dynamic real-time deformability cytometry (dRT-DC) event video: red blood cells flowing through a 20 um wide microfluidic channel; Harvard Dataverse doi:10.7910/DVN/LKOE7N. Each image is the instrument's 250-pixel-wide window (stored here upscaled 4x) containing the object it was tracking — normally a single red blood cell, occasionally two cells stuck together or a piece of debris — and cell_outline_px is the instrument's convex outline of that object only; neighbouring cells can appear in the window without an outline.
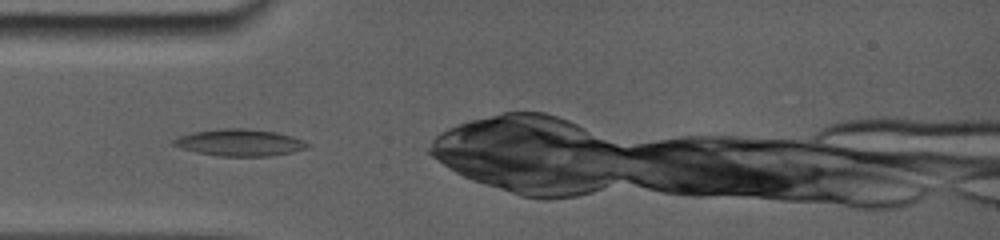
{"species": "common noctule bat (a hibernating species)", "species_latin": "Nyctalus noctula", "temperature_condition": "room temperature", "stored_images_in_passage": 27, "camera_frame_rate_fps": 5000, "um_per_image_px": 0.085, "animal": {"sex": "female", "body_mass_g": 19.0, "forearm_length_mm": 56.7}, "frame": {"image": 1, "passage_image": 1, "time_ms": 0.0, "image_size_px": [1000, 240], "cell_outline_px": [[308, 144], [304, 148], [292, 152], [268, 156], [220, 156], [196, 152], [172, 144], [172, 140], [180, 136], [196, 132], [272, 132], [288, 136], [300, 140]], "centroid_in_image_um": [20.34, 12.2], "position_along_channel_um": 64.7, "area_um2": 18.79}}
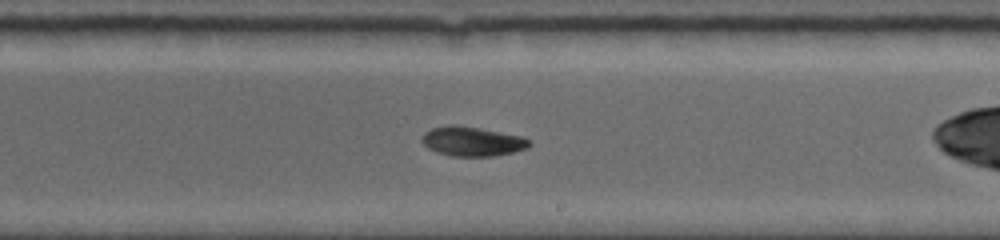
{"frame": {"image": 2, "passage_image": 13, "time_ms": 4.8, "image_size_px": [1000, 240], "cell_outline_px": [[532, 144], [528, 148], [496, 156], [452, 156], [436, 152], [428, 148], [420, 140], [424, 132], [432, 128], [452, 124], [480, 128], [524, 136]], "centroid_in_image_um": [40.14, 12.01], "position_along_channel_um": 248.9, "area_um2": 18.55}}
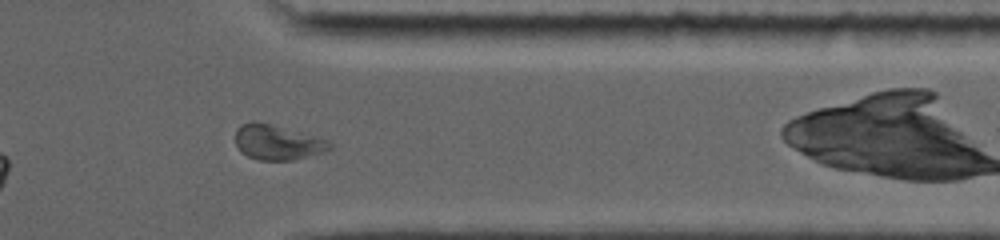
{"frame": {"image": 3, "passage_image": 22, "time_ms": 8.4, "image_size_px": [1000, 240], "cell_outline_px": [[332, 148], [324, 152], [292, 160], [260, 160], [248, 156], [240, 152], [236, 144], [236, 128], [240, 124], [252, 120], [256, 120], [312, 136], [324, 140], [332, 144]], "centroid_in_image_um": [23.5, 12.1], "position_along_channel_um": 387.9, "area_um2": 18.96}, "authors_computed_cell_mechanics": {"area_um2": 18.1492, "velocity_mm_per_s": 3.8368, "shape_relaxation_time_tau1_ms": 7.0425, "shape_relaxation_time_tau2_ms": null, "deformation_change_tau1": 0.1426, "deformation_change_tau2": null}}